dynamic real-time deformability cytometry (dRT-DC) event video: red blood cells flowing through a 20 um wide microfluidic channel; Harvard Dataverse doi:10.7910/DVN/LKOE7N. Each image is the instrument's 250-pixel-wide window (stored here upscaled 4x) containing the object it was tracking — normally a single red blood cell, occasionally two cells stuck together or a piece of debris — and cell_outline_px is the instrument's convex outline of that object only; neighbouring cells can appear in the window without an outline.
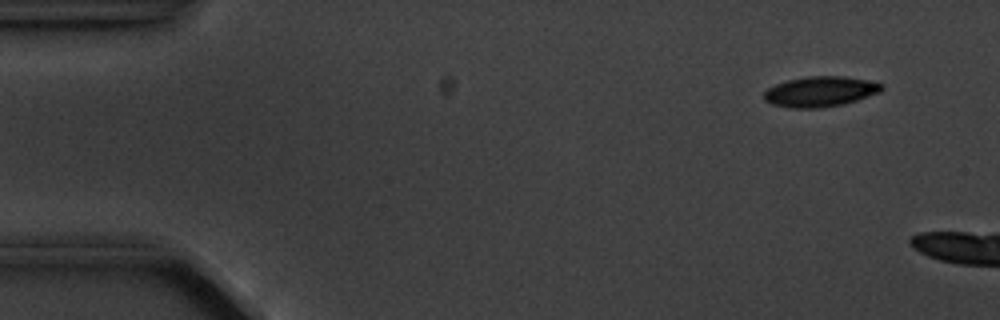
{"species": "common noctule bat (a hibernating species)", "species_latin": "Nyctalus noctula", "temperature_condition": "cold", "stored_images_in_passage": 4, "camera_frame_rate_fps": 3000, "um_per_image_px": 0.085, "animal": {"sex": "male", "body_mass_g": 20.1, "forearm_length_mm": 53.5}, "frame": {"image": 1, "passage_image": 2, "time_ms": 1.0, "image_size_px": [1000, 320], "cell_outline_px": [[884, 88], [880, 92], [844, 104], [820, 108], [792, 108], [772, 104], [764, 100], [764, 92], [768, 88], [776, 84], [788, 80], [808, 76], [844, 76], [884, 84]], "centroid_in_image_um": [69.71, 7.79], "position_along_channel_um": 15.3, "area_um2": 20.69}}